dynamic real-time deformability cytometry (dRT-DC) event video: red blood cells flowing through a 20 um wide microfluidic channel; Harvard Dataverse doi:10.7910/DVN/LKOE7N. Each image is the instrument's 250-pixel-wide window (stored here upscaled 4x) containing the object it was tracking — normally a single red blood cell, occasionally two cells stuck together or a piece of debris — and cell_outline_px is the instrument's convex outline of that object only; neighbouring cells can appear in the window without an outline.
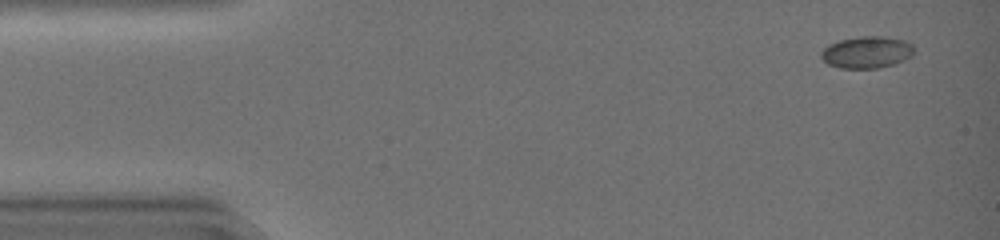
{"species": "common noctule bat (a hibernating species)", "species_latin": "Nyctalus noctula", "temperature_condition": "warm", "stored_images_in_passage": 44, "camera_frame_rate_fps": 3000, "um_per_image_px": 0.085, "animal": {"sex": "female", "body_mass_g": 19.0, "forearm_length_mm": 51.5}, "frame": {"image": 1, "passage_image": 1, "time_ms": 0.0, "image_size_px": [1000, 240], "cell_outline_px": [[916, 48], [912, 56], [904, 60], [892, 64], [876, 68], [840, 68], [828, 64], [820, 56], [820, 52], [828, 44], [840, 40], [864, 36], [880, 36], [904, 40], [912, 44]], "centroid_in_image_um": [73.68, 4.44], "position_along_channel_um": 11.3, "area_um2": 17.22}}
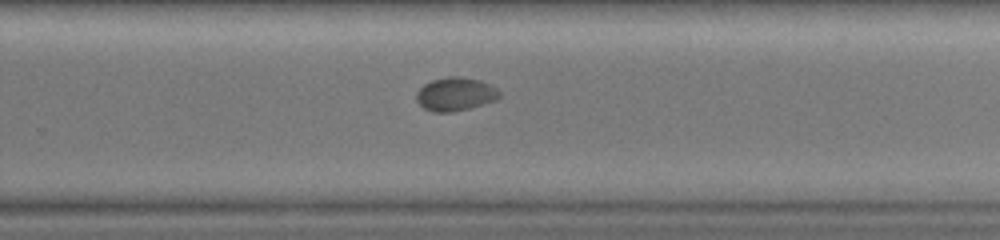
{"frame": {"image": 2, "passage_image": 29, "time_ms": 9.333, "image_size_px": [1000, 240], "cell_outline_px": [[500, 96], [496, 100], [468, 108], [452, 112], [432, 112], [424, 108], [416, 100], [416, 92], [424, 84], [432, 80], [448, 76], [460, 76], [480, 80], [496, 88], [500, 92]], "centroid_in_image_um": [38.69, 7.99], "position_along_channel_um": 291.1, "area_um2": 16.13}}
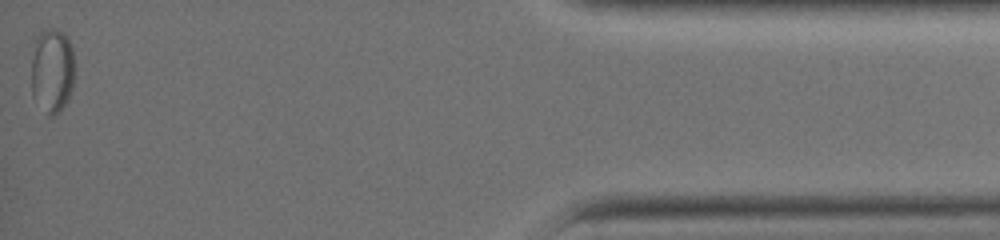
{"frame": {"image": 3, "passage_image": 44, "time_ms": 14.333, "image_size_px": [1000, 240], "cell_outline_px": [[76, 76], [68, 100], [60, 112], [56, 116], [48, 116], [32, 96], [32, 60], [36, 36], [40, 32], [48, 28], [56, 28], [64, 32], [72, 48], [76, 64]], "centroid_in_image_um": [4.48, 6.01], "position_along_channel_um": 430.7, "area_um2": 22.08}, "authors_computed_cell_mechanics": {"area_um2": 15.9817, "velocity_mm_per_s": 4.2188, "shape_relaxation_time_tau1_ms": 6.1163, "shape_relaxation_time_tau2_ms": null, "deformation_change_tau1": 0.1097, "deformation_change_tau2": null}}